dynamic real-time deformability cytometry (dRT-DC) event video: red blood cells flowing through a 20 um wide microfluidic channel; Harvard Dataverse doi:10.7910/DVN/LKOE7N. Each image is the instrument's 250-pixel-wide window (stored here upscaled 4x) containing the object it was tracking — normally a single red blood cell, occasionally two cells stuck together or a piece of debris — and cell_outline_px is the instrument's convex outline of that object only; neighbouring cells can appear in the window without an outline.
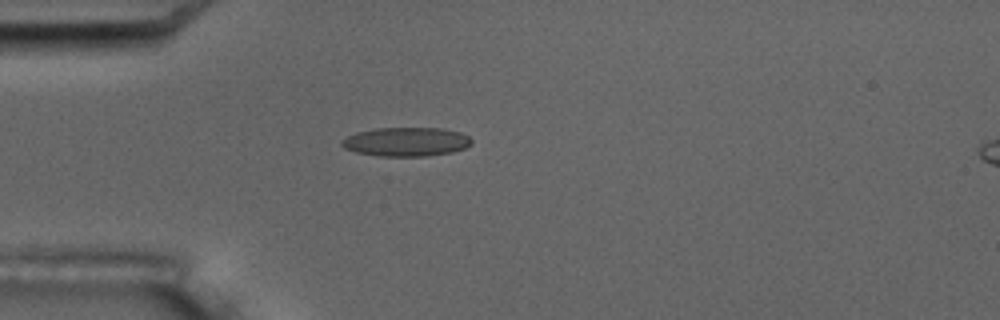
{"species": "common noctule bat (a hibernating species)", "species_latin": "Nyctalus noctula", "temperature_condition": "room temperature", "stored_images_in_passage": 4, "camera_frame_rate_fps": 3000, "um_per_image_px": 0.085, "animal": {"sex": "male", "body_mass_g": 17.5, "forearm_length_mm": 52.3}, "frame": {"image": 1, "passage_image": 4, "time_ms": 4.333, "image_size_px": [1000, 320], "cell_outline_px": [[472, 144], [464, 148], [452, 152], [428, 156], [380, 156], [356, 152], [344, 148], [340, 144], [340, 140], [356, 132], [376, 128], [440, 128], [460, 132], [468, 136], [472, 140]], "centroid_in_image_um": [34.51, 12.05], "position_along_channel_um": 50.5, "area_um2": 21.96}}